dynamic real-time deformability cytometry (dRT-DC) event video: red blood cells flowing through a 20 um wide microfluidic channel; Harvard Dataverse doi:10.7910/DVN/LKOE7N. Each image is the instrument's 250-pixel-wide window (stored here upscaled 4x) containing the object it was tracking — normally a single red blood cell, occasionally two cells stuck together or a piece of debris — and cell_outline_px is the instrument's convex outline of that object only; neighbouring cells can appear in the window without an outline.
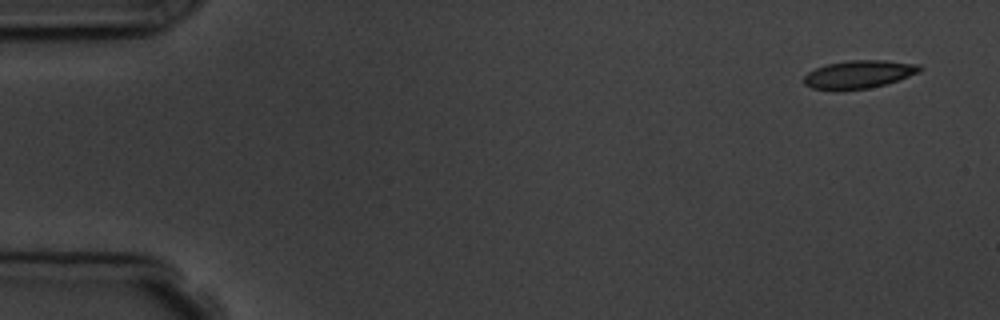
{"species": "common noctule bat (a hibernating species)", "species_latin": "Nyctalus noctula", "temperature_condition": "room temperature", "stored_images_in_passage": 4, "camera_frame_rate_fps": 3000, "um_per_image_px": 0.085, "animal": {"sex": "male", "body_mass_g": 19.5, "forearm_length_mm": 54.6}, "frame": {"image": 1, "passage_image": 1, "time_ms": 0.0, "image_size_px": [1000, 320], "cell_outline_px": [[924, 68], [920, 72], [884, 84], [868, 88], [840, 92], [812, 88], [804, 84], [804, 76], [808, 72], [816, 68], [828, 64], [848, 60], [884, 60], [920, 64]], "centroid_in_image_um": [72.98, 6.33], "position_along_channel_um": 12.0, "area_um2": 19.13}}